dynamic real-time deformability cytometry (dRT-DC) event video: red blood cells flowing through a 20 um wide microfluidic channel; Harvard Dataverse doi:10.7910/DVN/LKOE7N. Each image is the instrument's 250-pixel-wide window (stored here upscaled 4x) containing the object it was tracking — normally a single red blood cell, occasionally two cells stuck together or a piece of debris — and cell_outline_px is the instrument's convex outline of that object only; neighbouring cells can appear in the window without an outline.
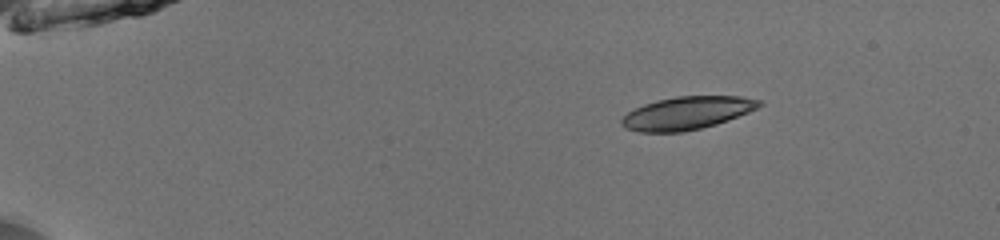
{"species": "common noctule bat (a hibernating species)", "species_latin": "Nyctalus noctula", "temperature_condition": "room temperature", "stored_images_in_passage": 43, "camera_frame_rate_fps": 3000, "um_per_image_px": 0.085, "animal": {"sex": "male", "body_mass_g": 13.0, "forearm_length_mm": 53.1}, "frame": {"image": 1, "passage_image": 1, "time_ms": 0.0, "image_size_px": [1000, 240], "cell_outline_px": [[764, 104], [748, 112], [728, 120], [716, 124], [684, 132], [640, 132], [624, 128], [620, 124], [620, 120], [628, 112], [644, 104], [656, 100], [676, 96], [740, 96], [764, 100]], "centroid_in_image_um": [58.39, 9.6], "position_along_channel_um": 26.6, "area_um2": 26.47}}
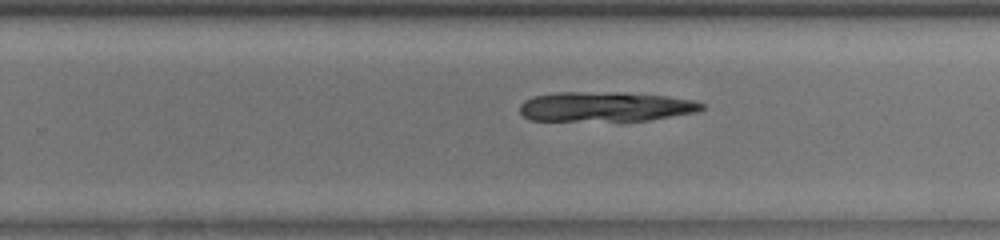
{"frame": {"image": 2, "passage_image": 27, "time_ms": 8.667, "image_size_px": [1000, 240], "cell_outline_px": [[704, 108], [696, 112], [648, 120], [528, 120], [520, 112], [520, 104], [524, 100], [532, 96], [556, 92], [620, 92], [668, 96], [692, 100], [704, 104]], "centroid_in_image_um": [51.43, 9.05], "position_along_channel_um": 278.4, "area_um2": 31.44}}